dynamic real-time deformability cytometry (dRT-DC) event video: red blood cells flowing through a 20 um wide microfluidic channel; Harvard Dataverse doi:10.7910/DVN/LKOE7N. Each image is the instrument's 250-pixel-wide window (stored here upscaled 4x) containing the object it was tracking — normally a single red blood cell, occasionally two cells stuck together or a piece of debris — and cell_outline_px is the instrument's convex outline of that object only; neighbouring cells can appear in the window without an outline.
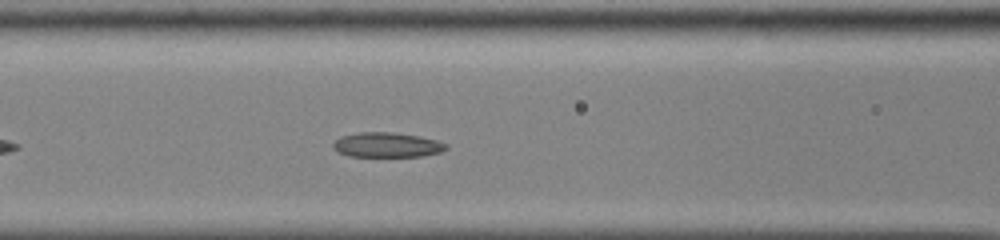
{"species": "common noctule bat (a hibernating species)", "species_latin": "Nyctalus noctula", "temperature_condition": "cold", "stored_images_in_passage": 39, "camera_frame_rate_fps": 3000, "um_per_image_px": 0.085, "animal": {"sex": "male", "body_mass_g": 13.0, "forearm_length_mm": 53.1}, "frame": {"image": 1, "passage_image": 10, "time_ms": 3.0, "image_size_px": [1000, 240], "cell_outline_px": [[448, 148], [440, 152], [420, 156], [348, 156], [332, 148], [332, 144], [340, 136], [360, 132], [392, 132], [420, 136], [436, 140], [448, 144]], "centroid_in_image_um": [32.89, 12.31], "position_along_channel_um": 133.7, "area_um2": 16.3}}
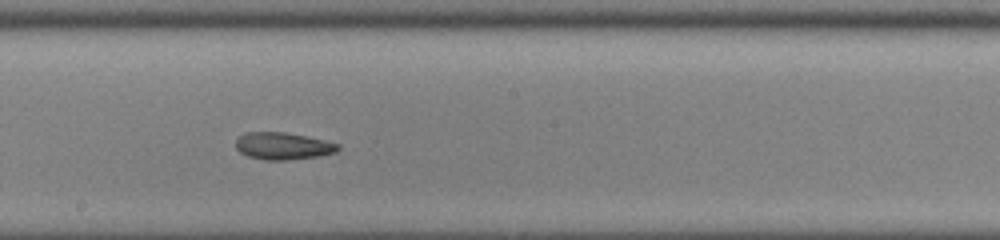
{"frame": {"image": 2, "passage_image": 17, "time_ms": 5.333, "image_size_px": [1000, 240], "cell_outline_px": [[340, 148], [336, 152], [316, 156], [284, 160], [264, 160], [248, 156], [240, 152], [236, 148], [236, 140], [244, 132], [284, 132], [324, 140], [340, 144]], "centroid_in_image_um": [24.03, 12.4], "position_along_channel_um": 224.2, "area_um2": 16.01}}
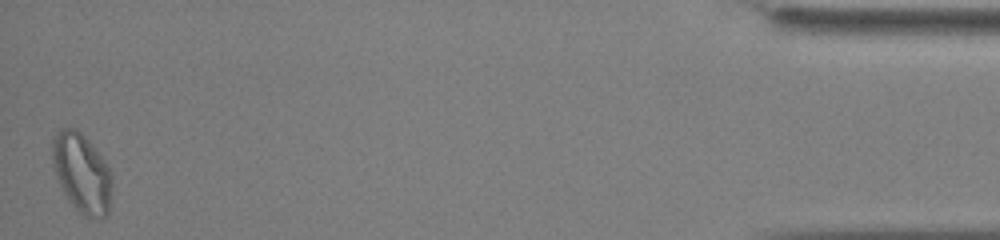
{"frame": {"image": 3, "passage_image": 39, "time_ms": 12.667, "image_size_px": [1000, 240], "cell_outline_px": [[112, 188], [108, 212], [104, 216], [88, 216], [80, 212], [68, 200], [60, 184], [56, 172], [52, 156], [52, 136], [64, 128], [76, 128], [88, 140], [100, 156], [108, 168], [112, 176]], "centroid_in_image_um": [6.95, 14.68], "position_along_channel_um": 428.2, "area_um2": 26.82}, "authors_computed_cell_mechanics": {"area_um2": 17.051, "velocity_mm_per_s": 3.8864, "shape_relaxation_time_tau1_ms": null, "shape_relaxation_time_tau2_ms": 4.6879, "deformation_change_tau1": null, "deformation_change_tau2": 0.1072}}